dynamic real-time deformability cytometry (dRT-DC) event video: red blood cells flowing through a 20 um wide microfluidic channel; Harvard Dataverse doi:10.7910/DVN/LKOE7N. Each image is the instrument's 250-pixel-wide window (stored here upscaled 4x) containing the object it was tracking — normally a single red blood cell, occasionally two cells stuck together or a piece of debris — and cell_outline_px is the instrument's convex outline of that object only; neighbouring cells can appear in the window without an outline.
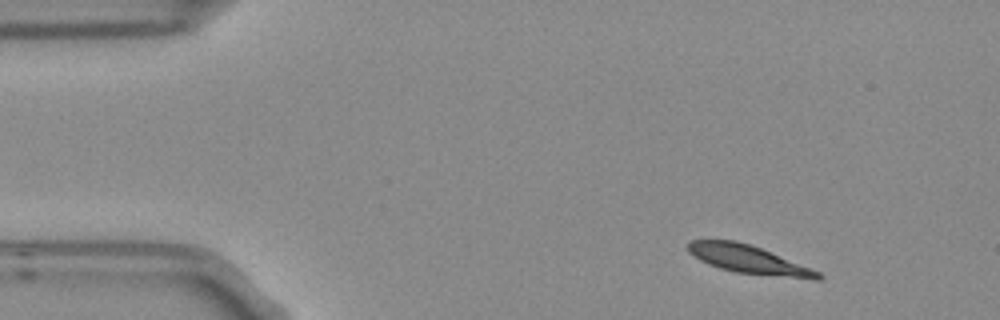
{"species": "Egyptian fruit bat (a non-hibernating species)", "species_latin": "Rousettus aegyptiacus", "temperature_condition": "room temperature", "stored_images_in_passage": 8, "camera_frame_rate_fps": 3000, "um_per_image_px": 0.085, "frame": {"image": 1, "passage_image": 1, "time_ms": 0.0, "image_size_px": [1000, 320], "cell_outline_px": [[824, 276], [820, 280], [812, 280], [736, 272], [720, 268], [708, 264], [700, 260], [688, 252], [688, 240], [736, 240], [760, 248], [820, 272]], "centroid_in_image_um": [63.63, 22.07], "position_along_channel_um": 21.4, "area_um2": 21.21}}
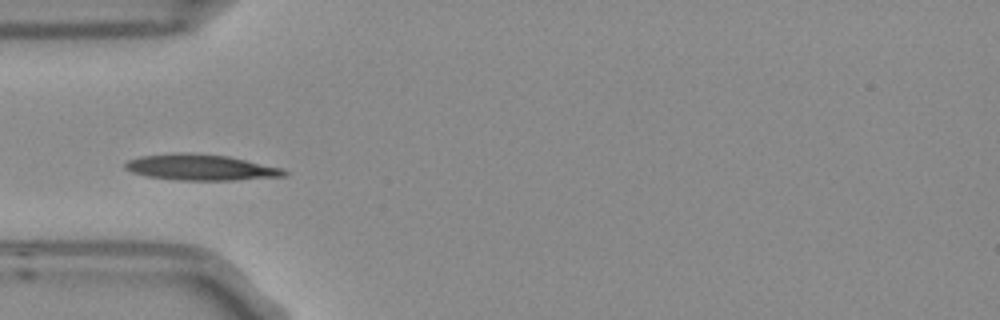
{"frame": {"image": 2, "passage_image": 4, "time_ms": 1.0, "image_size_px": [1000, 320], "cell_outline_px": [[288, 176], [232, 180], [176, 180], [148, 176], [132, 172], [124, 168], [124, 164], [128, 160], [140, 156], [172, 152], [188, 152], [228, 156], [284, 168], [288, 172]], "centroid_in_image_um": [17.07, 14.21], "position_along_channel_um": 67.9, "area_um2": 24.28}}
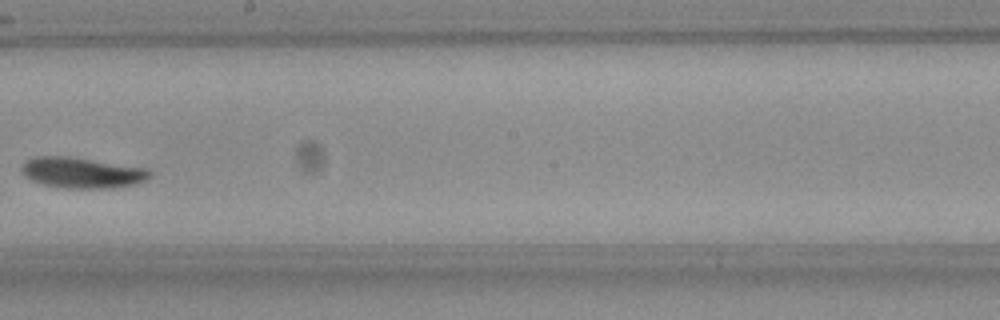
{"frame": {"image": 3, "passage_image": 8, "time_ms": 2.333, "image_size_px": [1000, 320], "cell_outline_px": [[152, 176], [136, 184], [112, 188], [64, 188], [40, 184], [24, 176], [20, 172], [20, 168], [24, 160], [36, 156], [68, 156], [148, 168], [152, 172]], "centroid_in_image_um": [6.94, 14.68], "position_along_channel_um": 241.3, "area_um2": 23.29}}